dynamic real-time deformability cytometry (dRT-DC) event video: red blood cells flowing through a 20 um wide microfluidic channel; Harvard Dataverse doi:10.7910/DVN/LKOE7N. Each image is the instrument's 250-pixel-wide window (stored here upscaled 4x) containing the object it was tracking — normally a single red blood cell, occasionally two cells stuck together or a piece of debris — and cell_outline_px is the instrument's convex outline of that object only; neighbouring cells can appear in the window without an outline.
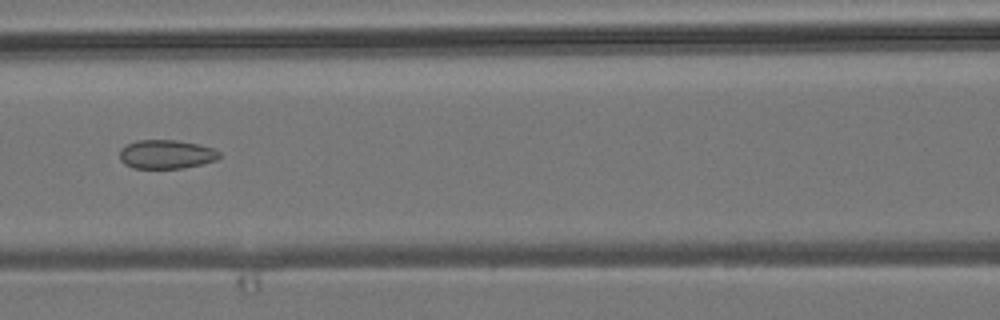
{"species": "common noctule bat (a hibernating species)", "species_latin": "Nyctalus noctula", "temperature_condition": "room temperature", "stored_images_in_passage": 5, "camera_frame_rate_fps": 3000, "um_per_image_px": 0.085, "animal": {"sex": "male", "body_mass_g": 19.2, "forearm_length_mm": 51.8}, "frame": {"image": 1, "passage_image": 5, "time_ms": 4.667, "image_size_px": [1000, 320], "cell_outline_px": [[220, 156], [216, 160], [184, 168], [132, 168], [124, 164], [120, 160], [120, 148], [136, 140], [176, 140], [200, 144], [212, 148], [220, 152]], "centroid_in_image_um": [14.12, 13.11], "position_along_channel_um": 152.5, "area_um2": 16.82}}